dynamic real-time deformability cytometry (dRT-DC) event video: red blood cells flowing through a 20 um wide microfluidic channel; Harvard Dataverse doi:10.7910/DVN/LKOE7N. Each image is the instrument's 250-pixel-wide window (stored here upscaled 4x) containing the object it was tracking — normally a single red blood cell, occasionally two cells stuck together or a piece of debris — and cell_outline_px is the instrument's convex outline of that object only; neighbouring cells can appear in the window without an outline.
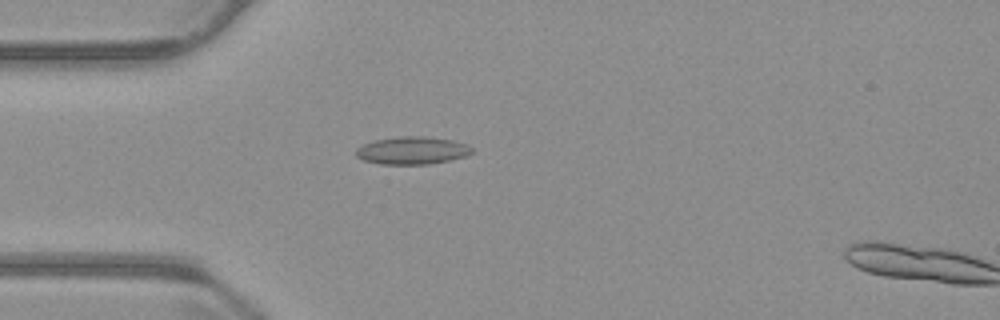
{"species": "common noctule bat (a hibernating species)", "species_latin": "Nyctalus noctula", "temperature_condition": "warm", "stored_images_in_passage": 13, "camera_frame_rate_fps": 3000, "um_per_image_px": 0.085, "animal": {"sex": "male", "body_mass_g": 23.1, "forearm_length_mm": 52.7}, "frame": {"image": 1, "passage_image": 11, "time_ms": 3.333, "image_size_px": [1000, 320], "cell_outline_px": [[472, 152], [464, 156], [452, 160], [428, 164], [380, 164], [364, 160], [356, 156], [356, 148], [364, 144], [376, 140], [400, 136], [424, 136], [452, 140], [468, 144], [472, 148]], "centroid_in_image_um": [35.05, 12.79], "position_along_channel_um": 50.0, "area_um2": 18.61}}